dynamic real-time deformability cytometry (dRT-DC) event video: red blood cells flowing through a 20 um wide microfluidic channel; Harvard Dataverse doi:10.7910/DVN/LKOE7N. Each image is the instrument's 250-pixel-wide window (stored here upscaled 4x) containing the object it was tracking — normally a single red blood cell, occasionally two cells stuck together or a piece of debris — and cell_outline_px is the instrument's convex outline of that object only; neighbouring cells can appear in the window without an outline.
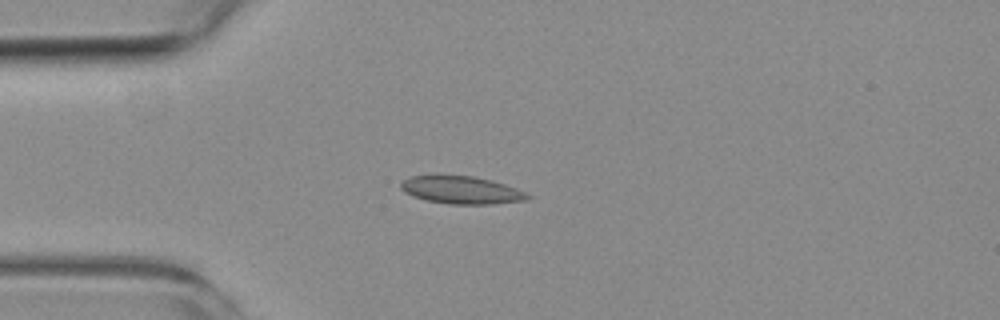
{"species": "common noctule bat (a hibernating species)", "species_latin": "Nyctalus noctula", "temperature_condition": "room temperature", "stored_images_in_passage": 2, "camera_frame_rate_fps": 3000, "um_per_image_px": 0.085, "animal": {"sex": "female", "body_mass_g": 19.3, "forearm_length_mm": 54.1}, "frame": {"image": 1, "passage_image": 1, "time_ms": 0.0, "image_size_px": [1000, 320], "cell_outline_px": [[532, 196], [528, 200], [492, 204], [448, 204], [428, 200], [412, 196], [404, 192], [400, 188], [400, 184], [404, 180], [412, 176], [436, 172], [472, 176], [492, 180], [516, 188]], "centroid_in_image_um": [39.17, 16.11], "position_along_channel_um": 45.8, "area_um2": 21.1}}